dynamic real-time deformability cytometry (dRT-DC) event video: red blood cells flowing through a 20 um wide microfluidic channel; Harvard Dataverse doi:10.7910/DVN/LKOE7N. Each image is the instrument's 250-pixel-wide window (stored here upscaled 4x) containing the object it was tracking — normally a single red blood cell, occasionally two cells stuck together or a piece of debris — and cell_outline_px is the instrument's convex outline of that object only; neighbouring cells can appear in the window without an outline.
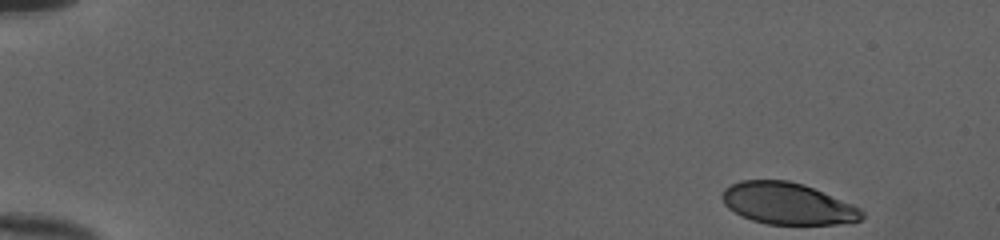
{"species": "human", "species_latin": "Homo sapiens", "temperature_condition": "cold", "stored_images_in_passage": 48, "camera_frame_rate_fps": 3000, "um_per_image_px": 0.085, "donor": {"sex": "female"}, "frame": {"image": 1, "passage_image": 1, "time_ms": 0.0, "image_size_px": [1000, 240], "cell_outline_px": [[864, 216], [860, 220], [836, 224], [768, 224], [752, 220], [740, 216], [728, 208], [724, 204], [720, 196], [724, 188], [740, 180], [788, 180], [804, 184], [852, 204], [860, 208], [864, 212]], "centroid_in_image_um": [66.91, 17.3], "position_along_channel_um": 18.1, "area_um2": 33.99}}
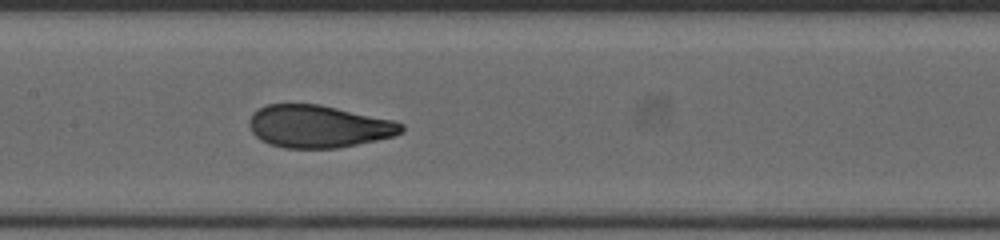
{"frame": {"image": 2, "passage_image": 24, "time_ms": 7.667, "image_size_px": [1000, 240], "cell_outline_px": [[404, 132], [396, 136], [336, 148], [284, 148], [268, 144], [260, 140], [252, 132], [248, 124], [248, 120], [252, 112], [264, 104], [320, 104], [392, 120], [404, 124]], "centroid_in_image_um": [27.04, 10.74], "position_along_channel_um": 180.4, "area_um2": 37.92}}
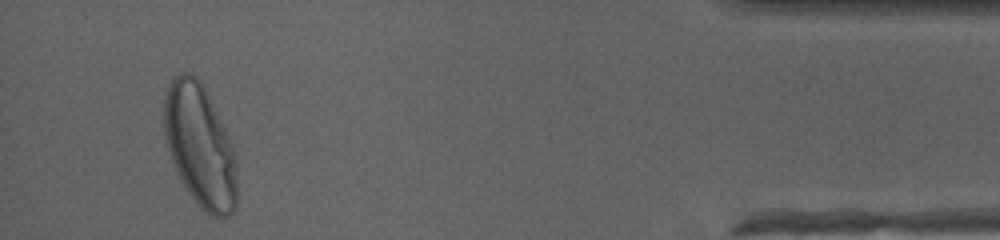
{"frame": {"image": 3, "passage_image": 46, "time_ms": 15.0, "image_size_px": [1000, 240], "cell_outline_px": [[236, 208], [228, 216], [208, 216], [188, 192], [180, 180], [164, 140], [164, 96], [172, 76], [180, 72], [192, 72], [204, 84], [224, 128], [232, 148], [236, 160]], "centroid_in_image_um": [16.97, 12.36], "position_along_channel_um": 418.2, "area_um2": 52.19}, "authors_computed_cell_mechanics": {"area_um2": 37.9457, "velocity_mm_per_s": 4.0079, "shape_relaxation_time_tau1_ms": 4.7291, "shape_relaxation_time_tau2_ms": null, "deformation_change_tau1": 0.1973, "deformation_change_tau2": null}}